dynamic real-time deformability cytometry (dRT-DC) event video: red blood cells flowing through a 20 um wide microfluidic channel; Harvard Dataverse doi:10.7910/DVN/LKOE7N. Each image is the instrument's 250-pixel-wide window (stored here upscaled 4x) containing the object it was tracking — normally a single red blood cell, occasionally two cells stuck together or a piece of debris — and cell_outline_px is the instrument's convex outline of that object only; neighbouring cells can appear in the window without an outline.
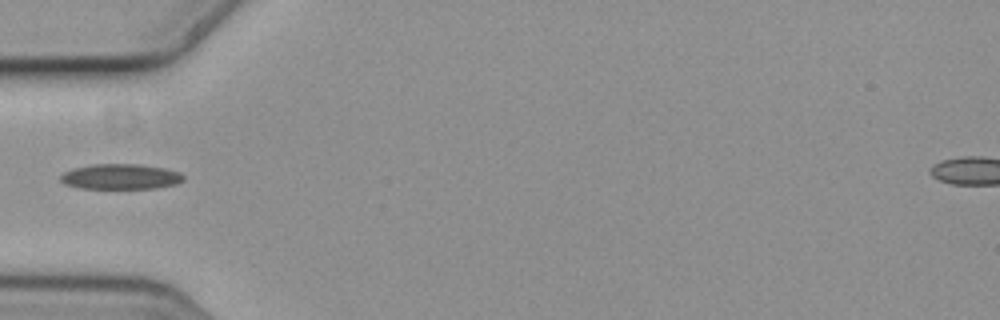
{"species": "common noctule bat (a hibernating species)", "species_latin": "Nyctalus noctula", "temperature_condition": "cold", "stored_images_in_passage": 5, "camera_frame_rate_fps": 3000, "um_per_image_px": 0.085, "animal": {"sex": "female", "body_mass_g": 19.3, "forearm_length_mm": 54.1}, "frame": {"image": 1, "passage_image": 5, "time_ms": 1.333, "image_size_px": [1000, 320], "cell_outline_px": [[184, 180], [176, 184], [156, 188], [80, 188], [64, 184], [60, 180], [60, 176], [64, 172], [72, 168], [92, 164], [140, 164], [164, 168], [180, 172], [184, 176]], "centroid_in_image_um": [10.24, 15.01], "position_along_channel_um": 74.8, "area_um2": 18.21}}